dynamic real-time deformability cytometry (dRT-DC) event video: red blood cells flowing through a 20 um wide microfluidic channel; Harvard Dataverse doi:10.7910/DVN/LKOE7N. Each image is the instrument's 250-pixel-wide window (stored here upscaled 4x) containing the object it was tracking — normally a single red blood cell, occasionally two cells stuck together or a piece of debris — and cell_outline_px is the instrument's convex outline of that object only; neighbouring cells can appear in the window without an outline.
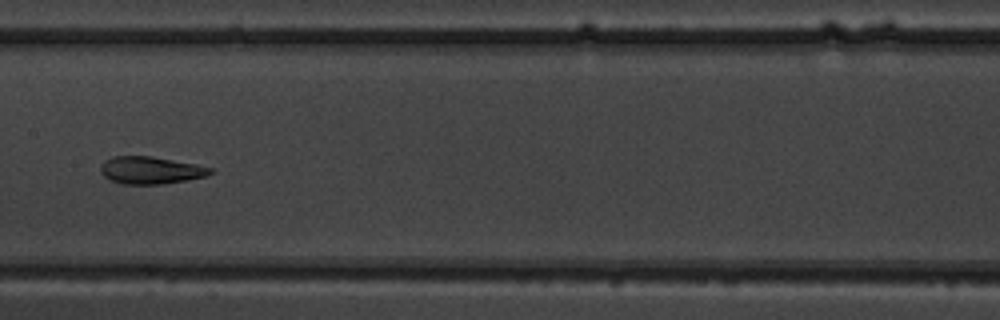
{"species": "common noctule bat (a hibernating species)", "species_latin": "Nyctalus noctula", "temperature_condition": "warm", "stored_images_in_passage": 9, "camera_frame_rate_fps": 3000, "um_per_image_px": 0.085, "animal": {"sex": "male", "body_mass_g": 19.5, "forearm_length_mm": 54.6}, "frame": {"image": 1, "passage_image": 8, "time_ms": 8.0, "image_size_px": [1000, 320], "cell_outline_px": [[216, 172], [204, 176], [188, 180], [164, 184], [120, 184], [104, 176], [100, 172], [100, 164], [104, 160], [112, 156], [152, 156], [196, 164], [212, 168]], "centroid_in_image_um": [12.8, 14.47], "position_along_channel_um": 194.6, "area_um2": 17.69}}
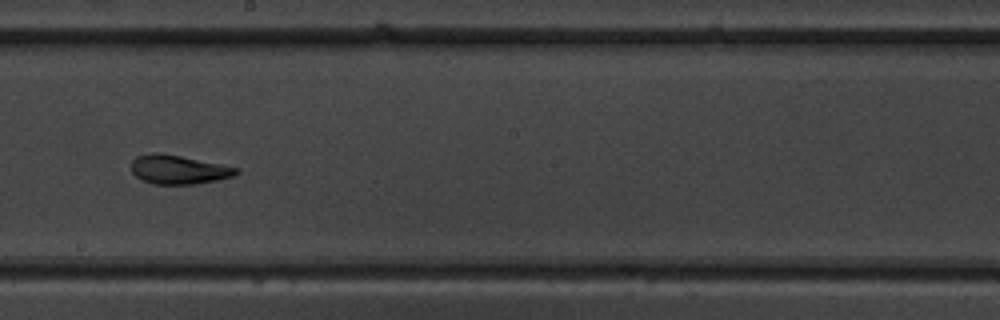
{"frame": {"image": 2, "passage_image": 9, "time_ms": 9.0, "image_size_px": [1000, 320], "cell_outline_px": [[240, 172], [232, 176], [216, 180], [192, 184], [152, 184], [136, 176], [132, 172], [132, 160], [136, 156], [152, 152], [160, 152], [240, 168]], "centroid_in_image_um": [15.16, 14.4], "position_along_channel_um": 233.0, "area_um2": 17.57}}